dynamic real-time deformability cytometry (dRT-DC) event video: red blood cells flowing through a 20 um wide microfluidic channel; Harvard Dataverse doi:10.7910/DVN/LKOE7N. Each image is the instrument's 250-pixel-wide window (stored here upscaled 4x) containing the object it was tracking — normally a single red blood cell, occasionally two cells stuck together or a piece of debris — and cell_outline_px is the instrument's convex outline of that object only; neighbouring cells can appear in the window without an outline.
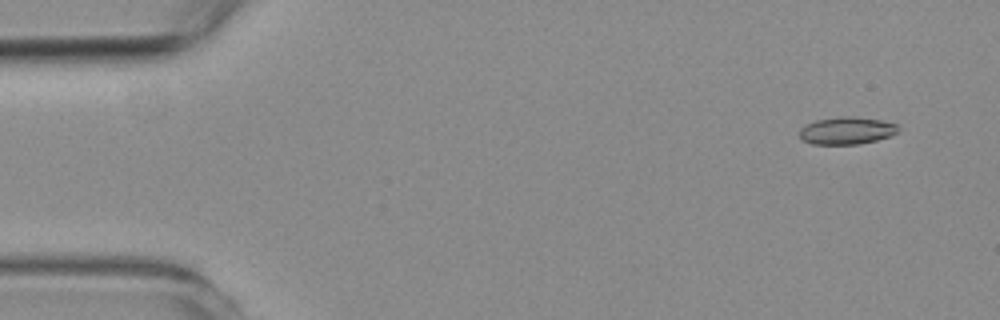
{"species": "common noctule bat (a hibernating species)", "species_latin": "Nyctalus noctula", "temperature_condition": "room temperature", "stored_images_in_passage": 58, "camera_frame_rate_fps": 3000, "um_per_image_px": 0.085, "animal": {"sex": "female", "body_mass_g": 19.3, "forearm_length_mm": 54.1}, "frame": {"image": 1, "passage_image": 4, "time_ms": 1.0, "image_size_px": [1000, 320], "cell_outline_px": [[900, 132], [892, 136], [860, 144], [812, 144], [804, 140], [800, 136], [800, 128], [804, 124], [816, 120], [840, 116], [856, 116], [880, 120], [896, 124]], "centroid_in_image_um": [71.98, 11.09], "position_along_channel_um": 13.0, "area_um2": 15.9}}
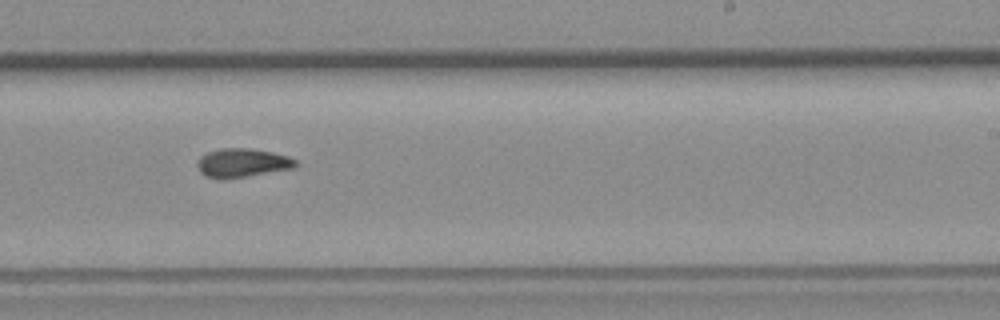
{"frame": {"image": 2, "passage_image": 35, "time_ms": 11.333, "image_size_px": [1000, 320], "cell_outline_px": [[296, 168], [224, 180], [220, 180], [208, 176], [200, 172], [196, 164], [200, 156], [208, 152], [220, 148], [252, 148], [272, 152], [288, 156], [296, 160]], "centroid_in_image_um": [20.59, 13.85], "position_along_channel_um": 268.4, "area_um2": 16.7}}
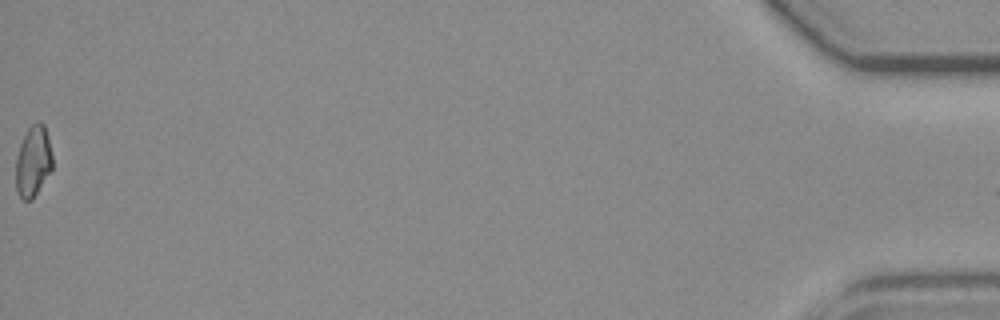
{"frame": {"image": 3, "passage_image": 58, "time_ms": 19.0, "image_size_px": [1000, 320], "cell_outline_px": [[52, 168], [32, 200], [24, 200], [16, 192], [16, 156], [20, 144], [28, 128], [32, 124], [40, 120], [44, 124], [48, 136], [52, 156]], "centroid_in_image_um": [2.81, 13.7], "position_along_channel_um": 432.4, "area_um2": 15.09}, "authors_computed_cell_mechanics": {"area_um2": 15.895, "velocity_mm_per_s": 3.5608, "shape_relaxation_time_tau1_ms": null, "shape_relaxation_time_tau2_ms": 5.057, "deformation_change_tau1": null, "deformation_change_tau2": 0.0888}}